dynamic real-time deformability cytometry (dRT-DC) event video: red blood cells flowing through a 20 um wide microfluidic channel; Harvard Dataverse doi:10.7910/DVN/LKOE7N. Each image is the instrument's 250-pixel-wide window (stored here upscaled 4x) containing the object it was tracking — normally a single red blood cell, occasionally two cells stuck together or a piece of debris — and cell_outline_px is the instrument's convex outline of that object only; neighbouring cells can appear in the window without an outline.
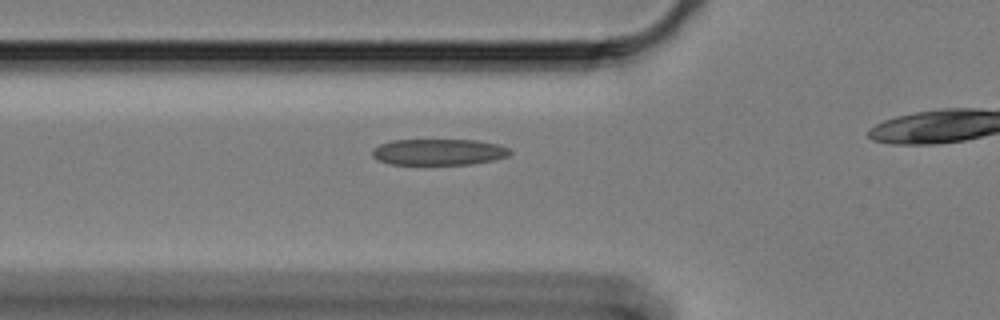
{"species": "Egyptian fruit bat (a non-hibernating species)", "species_latin": "Rousettus aegyptiacus", "temperature_condition": "cold", "stored_images_in_passage": 33, "camera_frame_rate_fps": 3000, "um_per_image_px": 0.085, "animal": {"sex": "female"}, "frame": {"image": 1, "passage_image": 2, "time_ms": 0.333, "image_size_px": [1000, 320], "cell_outline_px": [[512, 152], [508, 156], [492, 160], [472, 164], [388, 164], [376, 160], [372, 156], [372, 148], [380, 144], [392, 140], [476, 140], [500, 144], [508, 148]], "centroid_in_image_um": [37.26, 12.92], "position_along_channel_um": 88.5, "area_um2": 21.15}}
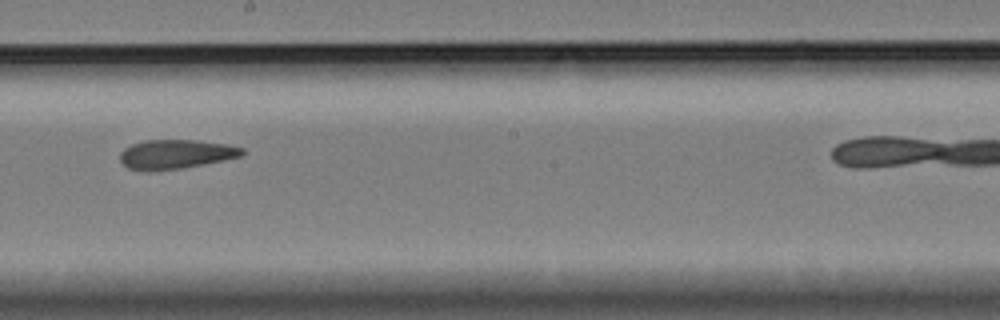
{"frame": {"image": 2, "passage_image": 15, "time_ms": 4.667, "image_size_px": [1000, 320], "cell_outline_px": [[244, 152], [240, 156], [224, 160], [180, 168], [148, 172], [128, 168], [120, 160], [120, 152], [124, 148], [132, 144], [144, 140], [196, 140], [224, 144], [244, 148]], "centroid_in_image_um": [14.89, 13.11], "position_along_channel_um": 233.3, "area_um2": 20.69}}
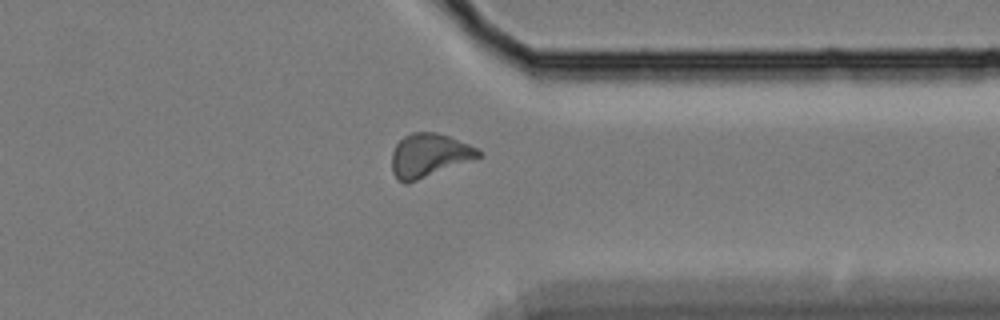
{"frame": {"image": 3, "passage_image": 28, "time_ms": 9.0, "image_size_px": [1000, 320], "cell_outline_px": [[484, 156], [408, 184], [404, 184], [392, 172], [392, 152], [396, 144], [404, 136], [412, 132], [436, 132], [448, 136], [468, 144], [476, 148]], "centroid_in_image_um": [36.47, 13.22], "position_along_channel_um": 374.9, "area_um2": 22.02}}